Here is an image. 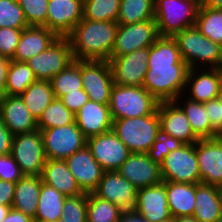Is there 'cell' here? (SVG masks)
I'll list each match as a JSON object with an SVG mask.
<instances>
[{
    "label": "cell",
    "instance_id": "8",
    "mask_svg": "<svg viewBox=\"0 0 222 222\" xmlns=\"http://www.w3.org/2000/svg\"><path fill=\"white\" fill-rule=\"evenodd\" d=\"M160 167L163 181L201 183L196 157V142L183 144L180 148L170 151Z\"/></svg>",
    "mask_w": 222,
    "mask_h": 222
},
{
    "label": "cell",
    "instance_id": "38",
    "mask_svg": "<svg viewBox=\"0 0 222 222\" xmlns=\"http://www.w3.org/2000/svg\"><path fill=\"white\" fill-rule=\"evenodd\" d=\"M123 213L115 204L88 193V222H120Z\"/></svg>",
    "mask_w": 222,
    "mask_h": 222
},
{
    "label": "cell",
    "instance_id": "9",
    "mask_svg": "<svg viewBox=\"0 0 222 222\" xmlns=\"http://www.w3.org/2000/svg\"><path fill=\"white\" fill-rule=\"evenodd\" d=\"M75 61L67 37H58L46 50L33 56L26 63L37 80L50 81L55 75Z\"/></svg>",
    "mask_w": 222,
    "mask_h": 222
},
{
    "label": "cell",
    "instance_id": "27",
    "mask_svg": "<svg viewBox=\"0 0 222 222\" xmlns=\"http://www.w3.org/2000/svg\"><path fill=\"white\" fill-rule=\"evenodd\" d=\"M193 216L198 222H216L222 216V195L216 185L197 183Z\"/></svg>",
    "mask_w": 222,
    "mask_h": 222
},
{
    "label": "cell",
    "instance_id": "36",
    "mask_svg": "<svg viewBox=\"0 0 222 222\" xmlns=\"http://www.w3.org/2000/svg\"><path fill=\"white\" fill-rule=\"evenodd\" d=\"M195 26L204 36L222 46V9L200 5Z\"/></svg>",
    "mask_w": 222,
    "mask_h": 222
},
{
    "label": "cell",
    "instance_id": "58",
    "mask_svg": "<svg viewBox=\"0 0 222 222\" xmlns=\"http://www.w3.org/2000/svg\"><path fill=\"white\" fill-rule=\"evenodd\" d=\"M216 222H222V216Z\"/></svg>",
    "mask_w": 222,
    "mask_h": 222
},
{
    "label": "cell",
    "instance_id": "28",
    "mask_svg": "<svg viewBox=\"0 0 222 222\" xmlns=\"http://www.w3.org/2000/svg\"><path fill=\"white\" fill-rule=\"evenodd\" d=\"M41 185V176H23L16 182L12 208L34 219Z\"/></svg>",
    "mask_w": 222,
    "mask_h": 222
},
{
    "label": "cell",
    "instance_id": "33",
    "mask_svg": "<svg viewBox=\"0 0 222 222\" xmlns=\"http://www.w3.org/2000/svg\"><path fill=\"white\" fill-rule=\"evenodd\" d=\"M36 80L33 70L26 62L11 59L7 72L5 95L21 96Z\"/></svg>",
    "mask_w": 222,
    "mask_h": 222
},
{
    "label": "cell",
    "instance_id": "16",
    "mask_svg": "<svg viewBox=\"0 0 222 222\" xmlns=\"http://www.w3.org/2000/svg\"><path fill=\"white\" fill-rule=\"evenodd\" d=\"M201 183L222 186V136L196 142Z\"/></svg>",
    "mask_w": 222,
    "mask_h": 222
},
{
    "label": "cell",
    "instance_id": "6",
    "mask_svg": "<svg viewBox=\"0 0 222 222\" xmlns=\"http://www.w3.org/2000/svg\"><path fill=\"white\" fill-rule=\"evenodd\" d=\"M200 0H155L154 19L160 36L173 37L196 24Z\"/></svg>",
    "mask_w": 222,
    "mask_h": 222
},
{
    "label": "cell",
    "instance_id": "52",
    "mask_svg": "<svg viewBox=\"0 0 222 222\" xmlns=\"http://www.w3.org/2000/svg\"><path fill=\"white\" fill-rule=\"evenodd\" d=\"M120 222H147L134 212L123 213Z\"/></svg>",
    "mask_w": 222,
    "mask_h": 222
},
{
    "label": "cell",
    "instance_id": "21",
    "mask_svg": "<svg viewBox=\"0 0 222 222\" xmlns=\"http://www.w3.org/2000/svg\"><path fill=\"white\" fill-rule=\"evenodd\" d=\"M198 70L197 68H189L185 86V92H189L183 93V95H189L191 91L190 95L186 97L200 103L217 99L222 88V69L207 68L206 70L205 68L201 70L202 72Z\"/></svg>",
    "mask_w": 222,
    "mask_h": 222
},
{
    "label": "cell",
    "instance_id": "26",
    "mask_svg": "<svg viewBox=\"0 0 222 222\" xmlns=\"http://www.w3.org/2000/svg\"><path fill=\"white\" fill-rule=\"evenodd\" d=\"M42 183L54 187L66 197L84 193L65 160L47 159L41 173Z\"/></svg>",
    "mask_w": 222,
    "mask_h": 222
},
{
    "label": "cell",
    "instance_id": "51",
    "mask_svg": "<svg viewBox=\"0 0 222 222\" xmlns=\"http://www.w3.org/2000/svg\"><path fill=\"white\" fill-rule=\"evenodd\" d=\"M11 59L0 55V88L5 91L7 72L10 65Z\"/></svg>",
    "mask_w": 222,
    "mask_h": 222
},
{
    "label": "cell",
    "instance_id": "49",
    "mask_svg": "<svg viewBox=\"0 0 222 222\" xmlns=\"http://www.w3.org/2000/svg\"><path fill=\"white\" fill-rule=\"evenodd\" d=\"M16 183L0 180V204L12 206Z\"/></svg>",
    "mask_w": 222,
    "mask_h": 222
},
{
    "label": "cell",
    "instance_id": "39",
    "mask_svg": "<svg viewBox=\"0 0 222 222\" xmlns=\"http://www.w3.org/2000/svg\"><path fill=\"white\" fill-rule=\"evenodd\" d=\"M120 0H83V19L117 22Z\"/></svg>",
    "mask_w": 222,
    "mask_h": 222
},
{
    "label": "cell",
    "instance_id": "11",
    "mask_svg": "<svg viewBox=\"0 0 222 222\" xmlns=\"http://www.w3.org/2000/svg\"><path fill=\"white\" fill-rule=\"evenodd\" d=\"M160 37L155 19L119 24L111 57H120L150 47Z\"/></svg>",
    "mask_w": 222,
    "mask_h": 222
},
{
    "label": "cell",
    "instance_id": "34",
    "mask_svg": "<svg viewBox=\"0 0 222 222\" xmlns=\"http://www.w3.org/2000/svg\"><path fill=\"white\" fill-rule=\"evenodd\" d=\"M155 0H120L118 24H133L154 19Z\"/></svg>",
    "mask_w": 222,
    "mask_h": 222
},
{
    "label": "cell",
    "instance_id": "44",
    "mask_svg": "<svg viewBox=\"0 0 222 222\" xmlns=\"http://www.w3.org/2000/svg\"><path fill=\"white\" fill-rule=\"evenodd\" d=\"M23 29L0 27V55L12 59Z\"/></svg>",
    "mask_w": 222,
    "mask_h": 222
},
{
    "label": "cell",
    "instance_id": "45",
    "mask_svg": "<svg viewBox=\"0 0 222 222\" xmlns=\"http://www.w3.org/2000/svg\"><path fill=\"white\" fill-rule=\"evenodd\" d=\"M24 175L20 167L10 155H0V180L16 183Z\"/></svg>",
    "mask_w": 222,
    "mask_h": 222
},
{
    "label": "cell",
    "instance_id": "23",
    "mask_svg": "<svg viewBox=\"0 0 222 222\" xmlns=\"http://www.w3.org/2000/svg\"><path fill=\"white\" fill-rule=\"evenodd\" d=\"M75 123L86 139L112 130L113 119L109 104L88 100L75 114Z\"/></svg>",
    "mask_w": 222,
    "mask_h": 222
},
{
    "label": "cell",
    "instance_id": "53",
    "mask_svg": "<svg viewBox=\"0 0 222 222\" xmlns=\"http://www.w3.org/2000/svg\"><path fill=\"white\" fill-rule=\"evenodd\" d=\"M201 6L214 9H222V0H200Z\"/></svg>",
    "mask_w": 222,
    "mask_h": 222
},
{
    "label": "cell",
    "instance_id": "35",
    "mask_svg": "<svg viewBox=\"0 0 222 222\" xmlns=\"http://www.w3.org/2000/svg\"><path fill=\"white\" fill-rule=\"evenodd\" d=\"M55 98L60 99L67 93L79 92L83 89L81 79V60H75L51 80Z\"/></svg>",
    "mask_w": 222,
    "mask_h": 222
},
{
    "label": "cell",
    "instance_id": "7",
    "mask_svg": "<svg viewBox=\"0 0 222 222\" xmlns=\"http://www.w3.org/2000/svg\"><path fill=\"white\" fill-rule=\"evenodd\" d=\"M10 155L24 176H41L47 160L41 131L15 135Z\"/></svg>",
    "mask_w": 222,
    "mask_h": 222
},
{
    "label": "cell",
    "instance_id": "55",
    "mask_svg": "<svg viewBox=\"0 0 222 222\" xmlns=\"http://www.w3.org/2000/svg\"><path fill=\"white\" fill-rule=\"evenodd\" d=\"M175 222H198L194 216H180L175 218Z\"/></svg>",
    "mask_w": 222,
    "mask_h": 222
},
{
    "label": "cell",
    "instance_id": "54",
    "mask_svg": "<svg viewBox=\"0 0 222 222\" xmlns=\"http://www.w3.org/2000/svg\"><path fill=\"white\" fill-rule=\"evenodd\" d=\"M11 208L12 206L0 204V222L4 220Z\"/></svg>",
    "mask_w": 222,
    "mask_h": 222
},
{
    "label": "cell",
    "instance_id": "50",
    "mask_svg": "<svg viewBox=\"0 0 222 222\" xmlns=\"http://www.w3.org/2000/svg\"><path fill=\"white\" fill-rule=\"evenodd\" d=\"M2 222H34V219L20 211L11 208Z\"/></svg>",
    "mask_w": 222,
    "mask_h": 222
},
{
    "label": "cell",
    "instance_id": "18",
    "mask_svg": "<svg viewBox=\"0 0 222 222\" xmlns=\"http://www.w3.org/2000/svg\"><path fill=\"white\" fill-rule=\"evenodd\" d=\"M134 213L147 222H160L172 218L167 203L165 181L137 190Z\"/></svg>",
    "mask_w": 222,
    "mask_h": 222
},
{
    "label": "cell",
    "instance_id": "37",
    "mask_svg": "<svg viewBox=\"0 0 222 222\" xmlns=\"http://www.w3.org/2000/svg\"><path fill=\"white\" fill-rule=\"evenodd\" d=\"M75 122V114L67 109L62 101L54 98L37 120L39 130L62 127Z\"/></svg>",
    "mask_w": 222,
    "mask_h": 222
},
{
    "label": "cell",
    "instance_id": "41",
    "mask_svg": "<svg viewBox=\"0 0 222 222\" xmlns=\"http://www.w3.org/2000/svg\"><path fill=\"white\" fill-rule=\"evenodd\" d=\"M88 193L66 197L60 222H87Z\"/></svg>",
    "mask_w": 222,
    "mask_h": 222
},
{
    "label": "cell",
    "instance_id": "15",
    "mask_svg": "<svg viewBox=\"0 0 222 222\" xmlns=\"http://www.w3.org/2000/svg\"><path fill=\"white\" fill-rule=\"evenodd\" d=\"M149 47L141 48L120 57H110L114 84L143 86L148 70Z\"/></svg>",
    "mask_w": 222,
    "mask_h": 222
},
{
    "label": "cell",
    "instance_id": "20",
    "mask_svg": "<svg viewBox=\"0 0 222 222\" xmlns=\"http://www.w3.org/2000/svg\"><path fill=\"white\" fill-rule=\"evenodd\" d=\"M47 28L66 37L83 19V0H49Z\"/></svg>",
    "mask_w": 222,
    "mask_h": 222
},
{
    "label": "cell",
    "instance_id": "17",
    "mask_svg": "<svg viewBox=\"0 0 222 222\" xmlns=\"http://www.w3.org/2000/svg\"><path fill=\"white\" fill-rule=\"evenodd\" d=\"M117 171L137 189L154 186L163 181L160 164L152 161L148 153H130Z\"/></svg>",
    "mask_w": 222,
    "mask_h": 222
},
{
    "label": "cell",
    "instance_id": "10",
    "mask_svg": "<svg viewBox=\"0 0 222 222\" xmlns=\"http://www.w3.org/2000/svg\"><path fill=\"white\" fill-rule=\"evenodd\" d=\"M47 159L65 160L86 146V138L76 123L40 130Z\"/></svg>",
    "mask_w": 222,
    "mask_h": 222
},
{
    "label": "cell",
    "instance_id": "57",
    "mask_svg": "<svg viewBox=\"0 0 222 222\" xmlns=\"http://www.w3.org/2000/svg\"><path fill=\"white\" fill-rule=\"evenodd\" d=\"M160 222H175V218L172 217V218H169L165 221H160Z\"/></svg>",
    "mask_w": 222,
    "mask_h": 222
},
{
    "label": "cell",
    "instance_id": "19",
    "mask_svg": "<svg viewBox=\"0 0 222 222\" xmlns=\"http://www.w3.org/2000/svg\"><path fill=\"white\" fill-rule=\"evenodd\" d=\"M65 162L84 193H93L97 189L104 170L87 145L66 158Z\"/></svg>",
    "mask_w": 222,
    "mask_h": 222
},
{
    "label": "cell",
    "instance_id": "25",
    "mask_svg": "<svg viewBox=\"0 0 222 222\" xmlns=\"http://www.w3.org/2000/svg\"><path fill=\"white\" fill-rule=\"evenodd\" d=\"M58 37L45 26H28L22 30L12 60L26 62L46 50Z\"/></svg>",
    "mask_w": 222,
    "mask_h": 222
},
{
    "label": "cell",
    "instance_id": "29",
    "mask_svg": "<svg viewBox=\"0 0 222 222\" xmlns=\"http://www.w3.org/2000/svg\"><path fill=\"white\" fill-rule=\"evenodd\" d=\"M167 203L173 218L193 216L196 184L165 181Z\"/></svg>",
    "mask_w": 222,
    "mask_h": 222
},
{
    "label": "cell",
    "instance_id": "32",
    "mask_svg": "<svg viewBox=\"0 0 222 222\" xmlns=\"http://www.w3.org/2000/svg\"><path fill=\"white\" fill-rule=\"evenodd\" d=\"M20 97L36 120L55 98L52 84L48 80H36Z\"/></svg>",
    "mask_w": 222,
    "mask_h": 222
},
{
    "label": "cell",
    "instance_id": "47",
    "mask_svg": "<svg viewBox=\"0 0 222 222\" xmlns=\"http://www.w3.org/2000/svg\"><path fill=\"white\" fill-rule=\"evenodd\" d=\"M60 100L67 109L76 114L89 100V96L84 89H79V92L67 93Z\"/></svg>",
    "mask_w": 222,
    "mask_h": 222
},
{
    "label": "cell",
    "instance_id": "46",
    "mask_svg": "<svg viewBox=\"0 0 222 222\" xmlns=\"http://www.w3.org/2000/svg\"><path fill=\"white\" fill-rule=\"evenodd\" d=\"M212 128L222 136V88L217 99L204 103Z\"/></svg>",
    "mask_w": 222,
    "mask_h": 222
},
{
    "label": "cell",
    "instance_id": "40",
    "mask_svg": "<svg viewBox=\"0 0 222 222\" xmlns=\"http://www.w3.org/2000/svg\"><path fill=\"white\" fill-rule=\"evenodd\" d=\"M23 9L17 0H0V27L24 29L28 27Z\"/></svg>",
    "mask_w": 222,
    "mask_h": 222
},
{
    "label": "cell",
    "instance_id": "5",
    "mask_svg": "<svg viewBox=\"0 0 222 222\" xmlns=\"http://www.w3.org/2000/svg\"><path fill=\"white\" fill-rule=\"evenodd\" d=\"M158 104L143 86H112L109 109L113 120L152 115Z\"/></svg>",
    "mask_w": 222,
    "mask_h": 222
},
{
    "label": "cell",
    "instance_id": "42",
    "mask_svg": "<svg viewBox=\"0 0 222 222\" xmlns=\"http://www.w3.org/2000/svg\"><path fill=\"white\" fill-rule=\"evenodd\" d=\"M29 26H45L49 0H17Z\"/></svg>",
    "mask_w": 222,
    "mask_h": 222
},
{
    "label": "cell",
    "instance_id": "24",
    "mask_svg": "<svg viewBox=\"0 0 222 222\" xmlns=\"http://www.w3.org/2000/svg\"><path fill=\"white\" fill-rule=\"evenodd\" d=\"M0 118L13 135L37 130V120L25 106L20 96L5 95L0 106Z\"/></svg>",
    "mask_w": 222,
    "mask_h": 222
},
{
    "label": "cell",
    "instance_id": "31",
    "mask_svg": "<svg viewBox=\"0 0 222 222\" xmlns=\"http://www.w3.org/2000/svg\"><path fill=\"white\" fill-rule=\"evenodd\" d=\"M66 196L42 183L34 221L60 222Z\"/></svg>",
    "mask_w": 222,
    "mask_h": 222
},
{
    "label": "cell",
    "instance_id": "1",
    "mask_svg": "<svg viewBox=\"0 0 222 222\" xmlns=\"http://www.w3.org/2000/svg\"><path fill=\"white\" fill-rule=\"evenodd\" d=\"M147 65L143 87L157 101H175L184 93L189 67L173 37L160 36L149 47Z\"/></svg>",
    "mask_w": 222,
    "mask_h": 222
},
{
    "label": "cell",
    "instance_id": "56",
    "mask_svg": "<svg viewBox=\"0 0 222 222\" xmlns=\"http://www.w3.org/2000/svg\"><path fill=\"white\" fill-rule=\"evenodd\" d=\"M4 97H5V92L2 88H0V106L2 105Z\"/></svg>",
    "mask_w": 222,
    "mask_h": 222
},
{
    "label": "cell",
    "instance_id": "2",
    "mask_svg": "<svg viewBox=\"0 0 222 222\" xmlns=\"http://www.w3.org/2000/svg\"><path fill=\"white\" fill-rule=\"evenodd\" d=\"M118 26L113 21L81 19L66 36L75 60L108 61L115 45Z\"/></svg>",
    "mask_w": 222,
    "mask_h": 222
},
{
    "label": "cell",
    "instance_id": "12",
    "mask_svg": "<svg viewBox=\"0 0 222 222\" xmlns=\"http://www.w3.org/2000/svg\"><path fill=\"white\" fill-rule=\"evenodd\" d=\"M81 79L89 100L110 103L114 81L109 61L81 60Z\"/></svg>",
    "mask_w": 222,
    "mask_h": 222
},
{
    "label": "cell",
    "instance_id": "4",
    "mask_svg": "<svg viewBox=\"0 0 222 222\" xmlns=\"http://www.w3.org/2000/svg\"><path fill=\"white\" fill-rule=\"evenodd\" d=\"M112 130L131 153H148L161 132L158 111L148 116L113 120Z\"/></svg>",
    "mask_w": 222,
    "mask_h": 222
},
{
    "label": "cell",
    "instance_id": "48",
    "mask_svg": "<svg viewBox=\"0 0 222 222\" xmlns=\"http://www.w3.org/2000/svg\"><path fill=\"white\" fill-rule=\"evenodd\" d=\"M13 133L4 125L0 118V155L11 153Z\"/></svg>",
    "mask_w": 222,
    "mask_h": 222
},
{
    "label": "cell",
    "instance_id": "3",
    "mask_svg": "<svg viewBox=\"0 0 222 222\" xmlns=\"http://www.w3.org/2000/svg\"><path fill=\"white\" fill-rule=\"evenodd\" d=\"M173 38L177 42L182 60L189 68L200 65L202 69L201 65L204 64L206 69H222V46L204 36L195 25L185 28Z\"/></svg>",
    "mask_w": 222,
    "mask_h": 222
},
{
    "label": "cell",
    "instance_id": "30",
    "mask_svg": "<svg viewBox=\"0 0 222 222\" xmlns=\"http://www.w3.org/2000/svg\"><path fill=\"white\" fill-rule=\"evenodd\" d=\"M182 97H185V95L179 96L174 102L185 113L195 136L199 140L219 137L220 135L212 128L211 123L207 117L208 113L205 111L204 103H200L186 98V103H182L181 106L180 101L182 100Z\"/></svg>",
    "mask_w": 222,
    "mask_h": 222
},
{
    "label": "cell",
    "instance_id": "13",
    "mask_svg": "<svg viewBox=\"0 0 222 222\" xmlns=\"http://www.w3.org/2000/svg\"><path fill=\"white\" fill-rule=\"evenodd\" d=\"M137 188L118 171H104L97 189L93 192L100 199L118 206L124 213L134 212Z\"/></svg>",
    "mask_w": 222,
    "mask_h": 222
},
{
    "label": "cell",
    "instance_id": "22",
    "mask_svg": "<svg viewBox=\"0 0 222 222\" xmlns=\"http://www.w3.org/2000/svg\"><path fill=\"white\" fill-rule=\"evenodd\" d=\"M157 111L161 133L174 137L184 144H193L199 140L192 131L185 113L174 101L159 102Z\"/></svg>",
    "mask_w": 222,
    "mask_h": 222
},
{
    "label": "cell",
    "instance_id": "43",
    "mask_svg": "<svg viewBox=\"0 0 222 222\" xmlns=\"http://www.w3.org/2000/svg\"><path fill=\"white\" fill-rule=\"evenodd\" d=\"M183 144L180 140L160 132L148 155L152 161L161 164L170 151L180 148Z\"/></svg>",
    "mask_w": 222,
    "mask_h": 222
},
{
    "label": "cell",
    "instance_id": "14",
    "mask_svg": "<svg viewBox=\"0 0 222 222\" xmlns=\"http://www.w3.org/2000/svg\"><path fill=\"white\" fill-rule=\"evenodd\" d=\"M86 145L104 171H117L131 153L113 130L88 138Z\"/></svg>",
    "mask_w": 222,
    "mask_h": 222
}]
</instances>
